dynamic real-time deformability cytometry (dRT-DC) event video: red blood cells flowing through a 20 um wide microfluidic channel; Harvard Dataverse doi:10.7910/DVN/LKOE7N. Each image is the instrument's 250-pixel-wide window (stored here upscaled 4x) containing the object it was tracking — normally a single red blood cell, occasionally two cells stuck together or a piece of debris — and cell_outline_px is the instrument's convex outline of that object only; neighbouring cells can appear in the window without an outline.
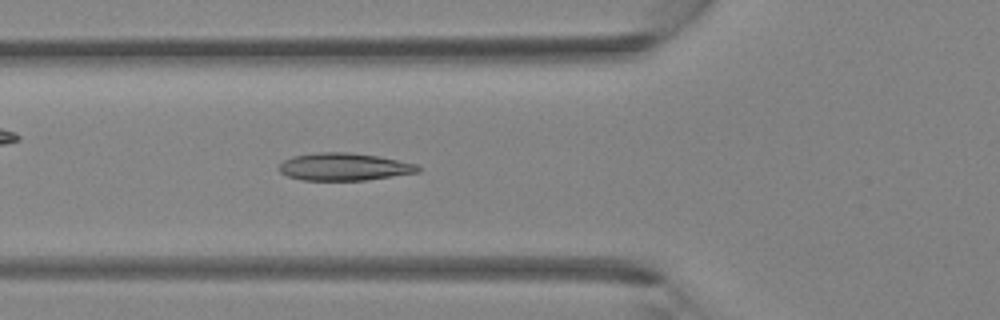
{"species": "Egyptian fruit bat (a non-hibernating species)", "species_latin": "Rousettus aegyptiacus", "temperature_condition": "room temperature", "stored_images_in_passage": 40, "camera_frame_rate_fps": 3000, "um_per_image_px": 0.085, "animal": {"sex": "female"}, "frame": {"image": 1, "passage_image": 15, "time_ms": 4.667, "image_size_px": [1000, 320], "cell_outline_px": [[420, 172], [364, 180], [300, 180], [288, 176], [280, 172], [276, 168], [284, 160], [292, 156], [320, 152], [344, 152], [376, 156], [416, 164], [420, 168]], "centroid_in_image_um": [29.19, 14.18], "position_along_channel_um": 96.6, "area_um2": 22.08}}
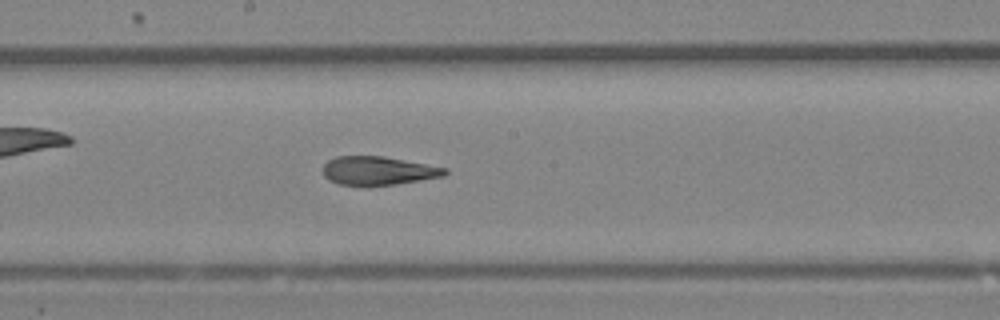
{"frame": {"image": 2, "passage_image": 22, "time_ms": 7.0, "image_size_px": [1000, 320], "cell_outline_px": [[448, 172], [444, 176], [396, 184], [340, 184], [328, 180], [324, 176], [324, 164], [328, 160], [336, 156], [384, 156], [448, 168]], "centroid_in_image_um": [32.16, 14.49], "position_along_channel_um": 216.0, "area_um2": 20.0}}
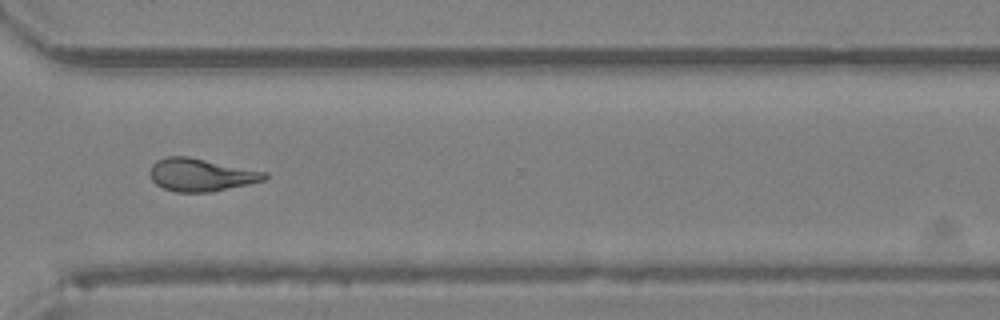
{"frame": {"image": 3, "passage_image": 30, "time_ms": 9.667, "image_size_px": [1000, 320], "cell_outline_px": [[268, 176], [264, 180], [248, 184], [212, 192], [176, 192], [164, 188], [156, 184], [152, 180], [148, 172], [152, 164], [156, 160], [168, 156], [188, 156], [268, 172]], "centroid_in_image_um": [17.07, 14.85], "position_along_channel_um": 353.5, "area_um2": 22.02}}